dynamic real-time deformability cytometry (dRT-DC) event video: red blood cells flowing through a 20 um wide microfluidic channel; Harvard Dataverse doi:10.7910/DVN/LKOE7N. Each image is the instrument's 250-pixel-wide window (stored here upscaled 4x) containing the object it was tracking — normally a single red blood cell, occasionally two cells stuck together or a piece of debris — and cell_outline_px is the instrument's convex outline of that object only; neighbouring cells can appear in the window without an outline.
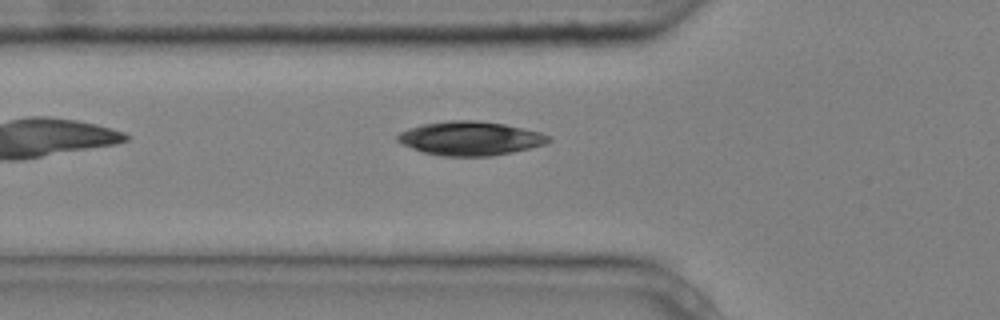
{"species": "common noctule bat (a hibernating species)", "species_latin": "Nyctalus noctula", "temperature_condition": "cold", "stored_images_in_passage": 5, "camera_frame_rate_fps": 3000, "um_per_image_px": 0.085, "animal": {"sex": "male", "body_mass_g": 20.4}, "frame": {"image": 1, "passage_image": 5, "time_ms": 1.333, "image_size_px": [1000, 320], "cell_outline_px": [[552, 140], [544, 144], [512, 152], [492, 156], [444, 156], [424, 152], [400, 144], [396, 140], [396, 136], [400, 132], [408, 128], [420, 124], [448, 120], [476, 120], [504, 124], [540, 132], [552, 136]], "centroid_in_image_um": [39.94, 11.75], "position_along_channel_um": 85.9, "area_um2": 29.94}}